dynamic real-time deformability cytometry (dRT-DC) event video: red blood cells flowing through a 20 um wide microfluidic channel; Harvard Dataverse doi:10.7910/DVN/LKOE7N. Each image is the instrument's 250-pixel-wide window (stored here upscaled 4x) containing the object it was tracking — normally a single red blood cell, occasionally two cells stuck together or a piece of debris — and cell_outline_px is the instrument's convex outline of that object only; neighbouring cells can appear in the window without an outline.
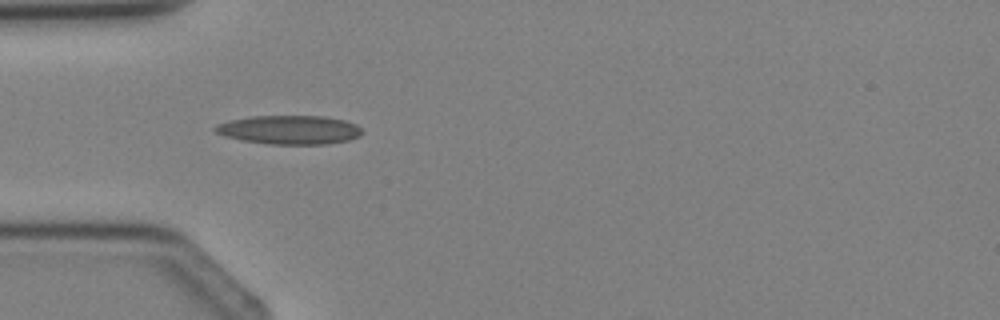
{"species": "Egyptian fruit bat (a non-hibernating species)", "species_latin": "Rousettus aegyptiacus", "temperature_condition": "cold", "stored_images_in_passage": 4, "camera_frame_rate_fps": 3000, "um_per_image_px": 0.085, "animal": {"sex": "female"}, "frame": {"image": 1, "passage_image": 4, "time_ms": 3.333, "image_size_px": [1000, 320], "cell_outline_px": [[364, 132], [360, 136], [348, 140], [328, 144], [268, 144], [244, 140], [224, 136], [216, 132], [212, 128], [216, 124], [232, 120], [252, 116], [324, 116], [344, 120], [356, 124]], "centroid_in_image_um": [24.62, 11.03], "position_along_channel_um": 60.4, "area_um2": 24.68}}